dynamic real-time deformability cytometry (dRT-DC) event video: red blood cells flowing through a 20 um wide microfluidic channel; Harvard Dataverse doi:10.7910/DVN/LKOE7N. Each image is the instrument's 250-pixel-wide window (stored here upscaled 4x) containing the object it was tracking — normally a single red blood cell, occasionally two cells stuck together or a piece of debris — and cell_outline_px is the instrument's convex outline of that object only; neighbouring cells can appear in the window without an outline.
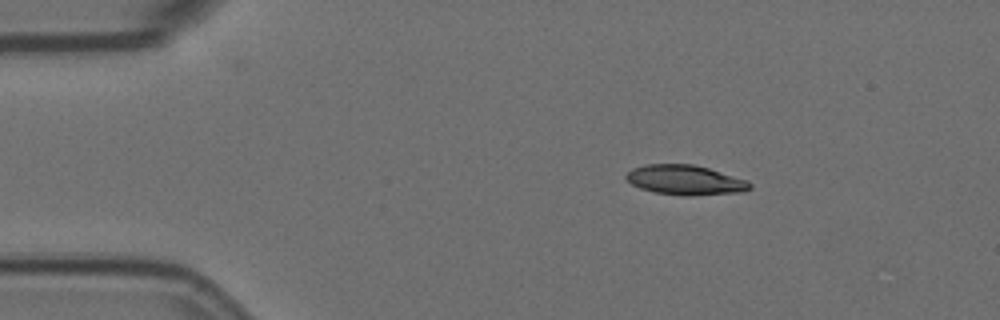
{"species": "Egyptian fruit bat (a non-hibernating species)", "species_latin": "Rousettus aegyptiacus", "temperature_condition": "room temperature", "stored_images_in_passage": 3, "camera_frame_rate_fps": 3000, "um_per_image_px": 0.085, "animal": {"sex": "female"}, "frame": {"image": 1, "passage_image": 1, "time_ms": 0.0, "image_size_px": [1000, 320], "cell_outline_px": [[752, 188], [744, 192], [688, 196], [684, 196], [656, 192], [640, 188], [632, 184], [624, 176], [632, 168], [644, 164], [692, 164], [708, 168], [748, 180], [752, 184]], "centroid_in_image_um": [58.27, 15.3], "position_along_channel_um": 26.7, "area_um2": 21.56}}